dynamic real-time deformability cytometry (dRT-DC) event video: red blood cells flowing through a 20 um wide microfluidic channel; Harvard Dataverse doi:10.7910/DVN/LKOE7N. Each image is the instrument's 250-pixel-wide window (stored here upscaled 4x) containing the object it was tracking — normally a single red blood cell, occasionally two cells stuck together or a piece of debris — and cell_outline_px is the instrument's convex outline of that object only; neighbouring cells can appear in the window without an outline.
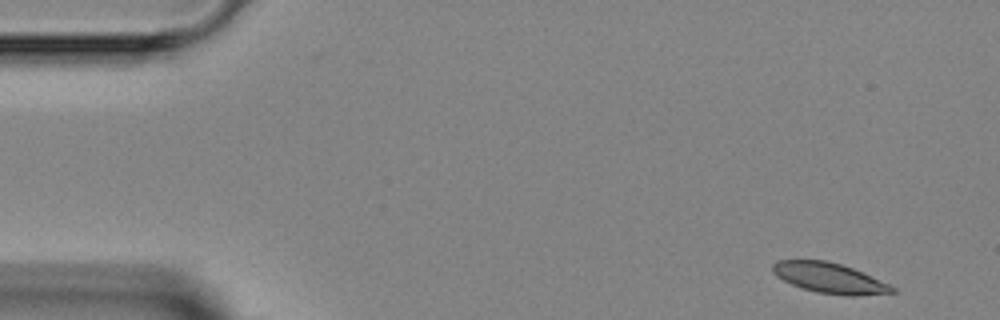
{"species": "Egyptian fruit bat (a non-hibernating species)", "species_latin": "Rousettus aegyptiacus", "temperature_condition": "room temperature", "stored_images_in_passage": 4, "camera_frame_rate_fps": 3000, "um_per_image_px": 0.085, "animal": {"sex": "female"}, "frame": {"image": 1, "passage_image": 1, "time_ms": 0.0, "image_size_px": [1000, 320], "cell_outline_px": [[896, 292], [856, 296], [848, 296], [816, 292], [800, 288], [776, 276], [772, 272], [772, 264], [776, 260], [828, 260], [852, 268], [888, 284], [896, 288]], "centroid_in_image_um": [70.47, 23.63], "position_along_channel_um": 14.5, "area_um2": 21.04}}
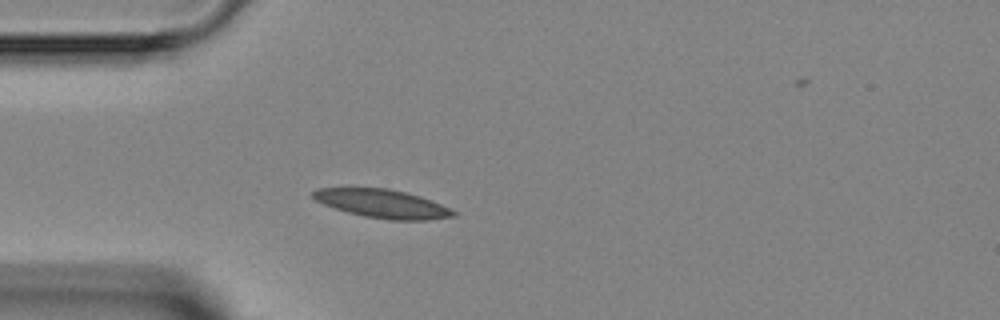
{"frame": {"image": 2, "passage_image": 4, "time_ms": 3.333, "image_size_px": [1000, 320], "cell_outline_px": [[460, 212], [456, 216], [428, 220], [388, 220], [364, 216], [348, 212], [324, 204], [316, 200], [312, 196], [312, 192], [316, 188], [352, 184], [388, 188], [420, 196], [432, 200]], "centroid_in_image_um": [32.46, 17.26], "position_along_channel_um": 52.5, "area_um2": 24.39}}